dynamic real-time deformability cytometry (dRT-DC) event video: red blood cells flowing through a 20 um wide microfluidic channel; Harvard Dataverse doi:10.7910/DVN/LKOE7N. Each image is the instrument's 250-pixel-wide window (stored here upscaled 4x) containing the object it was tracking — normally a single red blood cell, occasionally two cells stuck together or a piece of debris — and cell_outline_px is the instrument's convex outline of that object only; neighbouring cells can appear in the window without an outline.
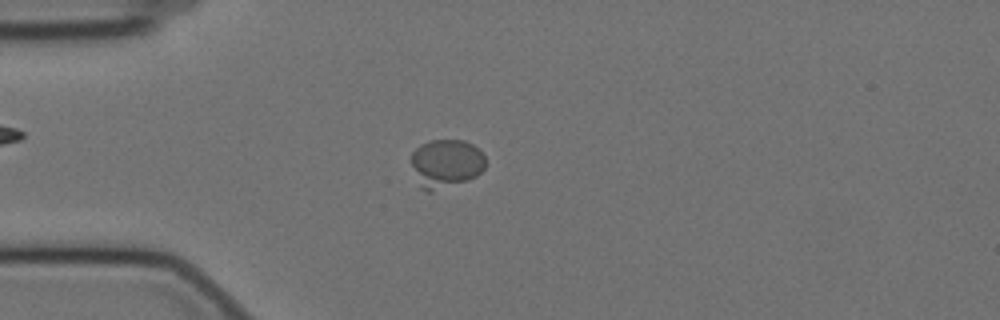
{"species": "Egyptian fruit bat (a non-hibernating species)", "species_latin": "Rousettus aegyptiacus", "temperature_condition": "cold", "stored_images_in_passage": 59, "camera_frame_rate_fps": 3000, "um_per_image_px": 0.085, "animal": {"sex": "female"}, "frame": {"image": 1, "passage_image": 15, "time_ms": 4.667, "image_size_px": [1000, 320], "cell_outline_px": [[484, 168], [476, 176], [468, 180], [432, 192], [428, 192], [420, 188], [412, 164], [412, 152], [420, 144], [432, 140], [464, 140], [472, 144], [484, 156]], "centroid_in_image_um": [37.89, 13.9], "position_along_channel_um": 47.1, "area_um2": 20.87}}
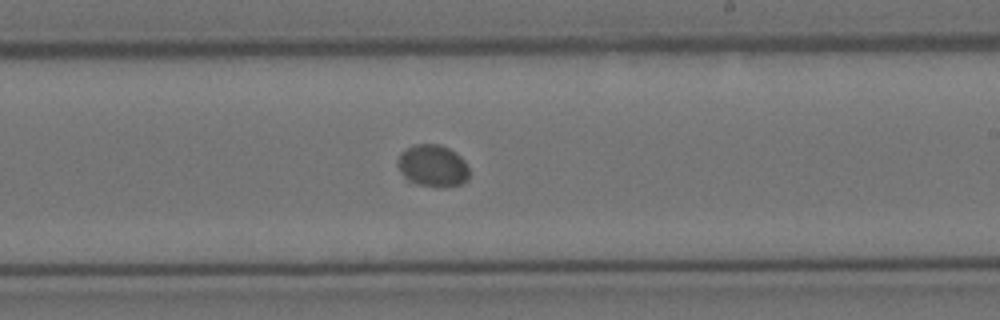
{"frame": {"image": 2, "passage_image": 34, "time_ms": 11.0, "image_size_px": [1000, 320], "cell_outline_px": [[468, 180], [460, 184], [444, 188], [416, 184], [408, 180], [400, 172], [396, 164], [396, 160], [400, 152], [412, 144], [440, 144], [456, 152], [464, 160], [468, 168]], "centroid_in_image_um": [36.75, 14.09], "position_along_channel_um": 252.3, "area_um2": 17.86}}
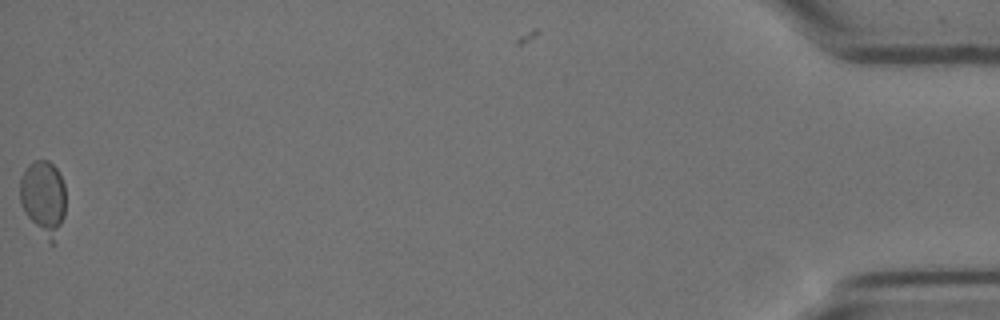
{"frame": {"image": 3, "passage_image": 58, "time_ms": 19.0, "image_size_px": [1000, 320], "cell_outline_px": [[64, 216], [52, 244], [48, 244], [24, 212], [20, 204], [20, 180], [28, 164], [32, 160], [48, 160], [56, 168], [64, 184]], "centroid_in_image_um": [3.66, 16.81], "position_along_channel_um": 431.5, "area_um2": 19.77}, "authors_computed_cell_mechanics": {"area_um2": 18.4382, "velocity_mm_per_s": 3.4705, "shape_relaxation_time_tau1_ms": 1.5109, "shape_relaxation_time_tau2_ms": null, "deformation_change_tau1": 0.0382, "deformation_change_tau2": null}}